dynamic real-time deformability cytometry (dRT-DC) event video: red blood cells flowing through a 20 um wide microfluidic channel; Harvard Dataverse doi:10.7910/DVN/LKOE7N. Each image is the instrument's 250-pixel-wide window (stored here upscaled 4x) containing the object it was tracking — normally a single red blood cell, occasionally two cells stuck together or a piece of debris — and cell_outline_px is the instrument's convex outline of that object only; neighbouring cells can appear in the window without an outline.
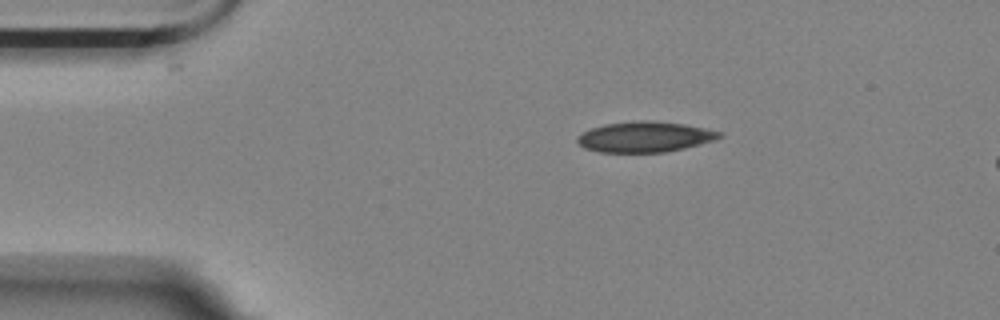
{"species": "Egyptian fruit bat (a non-hibernating species)", "species_latin": "Rousettus aegyptiacus", "temperature_condition": "room temperature", "stored_images_in_passage": 47, "camera_frame_rate_fps": 3000, "um_per_image_px": 0.085, "animal": {"sex": "female"}, "frame": {"image": 1, "passage_image": 1, "time_ms": 0.0, "image_size_px": [1000, 320], "cell_outline_px": [[724, 136], [716, 140], [684, 148], [664, 152], [600, 152], [584, 148], [576, 140], [584, 132], [592, 128], [604, 124], [644, 120], [652, 120], [684, 124], [724, 132]], "centroid_in_image_um": [54.87, 11.63], "position_along_channel_um": 30.1, "area_um2": 25.2}}
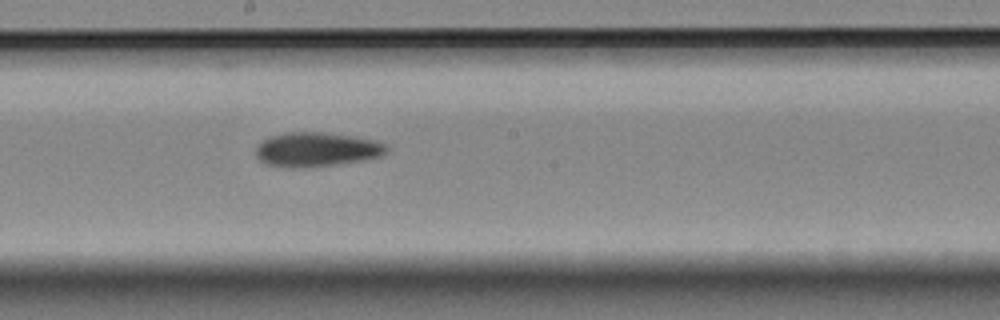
{"frame": {"image": 2, "passage_image": 21, "time_ms": 6.667, "image_size_px": [1000, 320], "cell_outline_px": [[388, 152], [384, 156], [364, 160], [308, 168], [292, 168], [264, 164], [256, 156], [256, 148], [264, 140], [272, 136], [284, 132], [320, 132], [352, 136], [376, 140], [384, 144], [388, 148]], "centroid_in_image_um": [26.93, 12.72], "position_along_channel_um": 221.3, "area_um2": 26.3}}
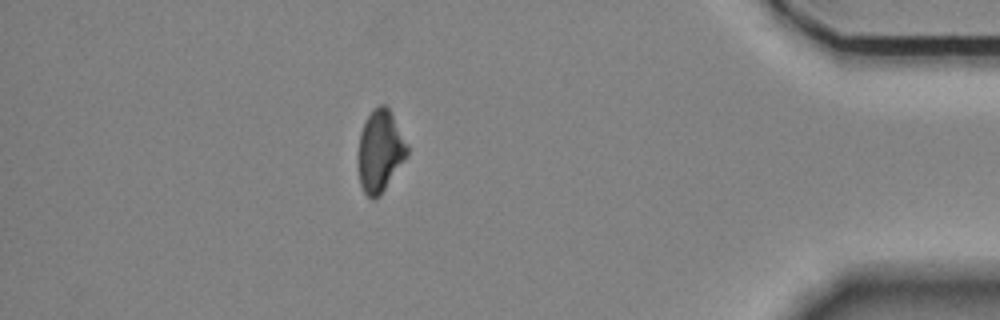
{"frame": {"image": 3, "passage_image": 40, "time_ms": 13.0, "image_size_px": [1000, 320], "cell_outline_px": [[408, 156], [380, 196], [372, 200], [364, 192], [360, 184], [360, 132], [364, 120], [372, 108], [380, 104], [384, 104], [388, 108], [408, 144]], "centroid_in_image_um": [32.33, 12.83], "position_along_channel_um": 402.9, "area_um2": 23.18}}